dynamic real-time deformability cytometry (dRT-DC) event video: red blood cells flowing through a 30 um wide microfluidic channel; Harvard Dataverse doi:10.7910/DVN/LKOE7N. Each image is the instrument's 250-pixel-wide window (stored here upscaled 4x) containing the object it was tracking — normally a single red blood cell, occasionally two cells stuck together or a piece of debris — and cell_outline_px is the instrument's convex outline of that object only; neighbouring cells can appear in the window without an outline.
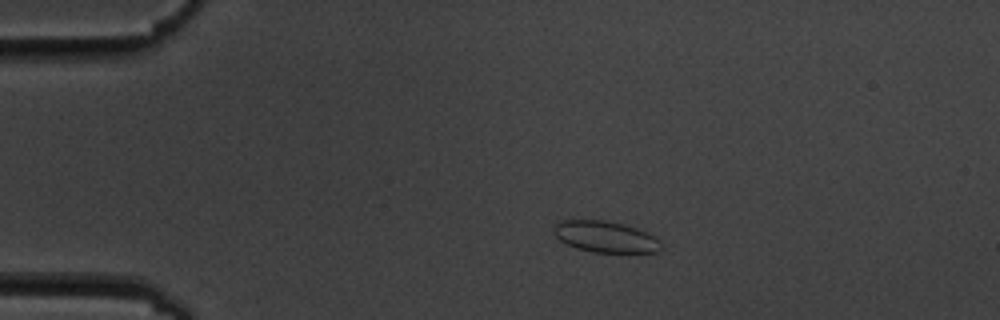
{"species": "common noctule bat (a hibernating species)", "species_latin": "Nyctalus noctula", "temperature_condition": "cold", "stored_images_in_passage": 6, "camera_frame_rate_fps": 3000, "um_per_image_px": 0.085, "animal": {"sex": "male", "body_mass_g": 19.5, "forearm_length_mm": 54.6}, "frame": {"image": 1, "passage_image": 2, "time_ms": 2.0, "image_size_px": [1000, 320], "cell_outline_px": [[660, 252], [592, 252], [576, 248], [560, 240], [552, 232], [552, 224], [556, 220], [604, 220], [624, 224], [648, 232], [660, 240]], "centroid_in_image_um": [51.41, 20.11], "position_along_channel_um": 33.6, "area_um2": 19.77}}
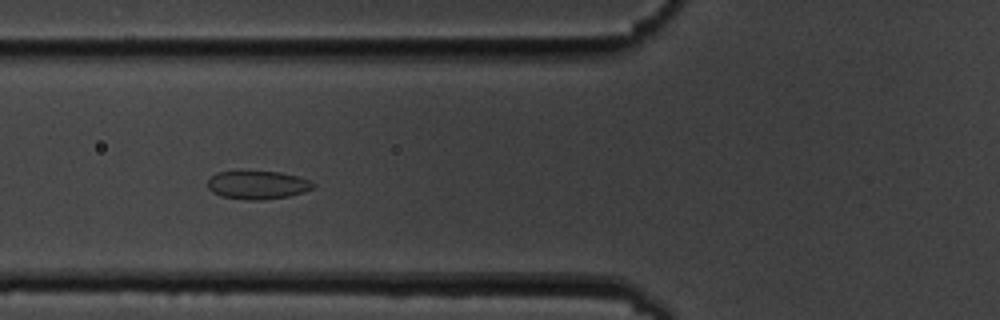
{"frame": {"image": 2, "passage_image": 5, "time_ms": 5.333, "image_size_px": [1000, 320], "cell_outline_px": [[316, 184], [312, 188], [304, 192], [288, 196], [264, 200], [252, 200], [220, 196], [212, 192], [208, 188], [208, 180], [216, 172], [240, 168], [280, 172], [312, 180]], "centroid_in_image_um": [21.86, 15.67], "position_along_channel_um": 103.9, "area_um2": 18.21}}
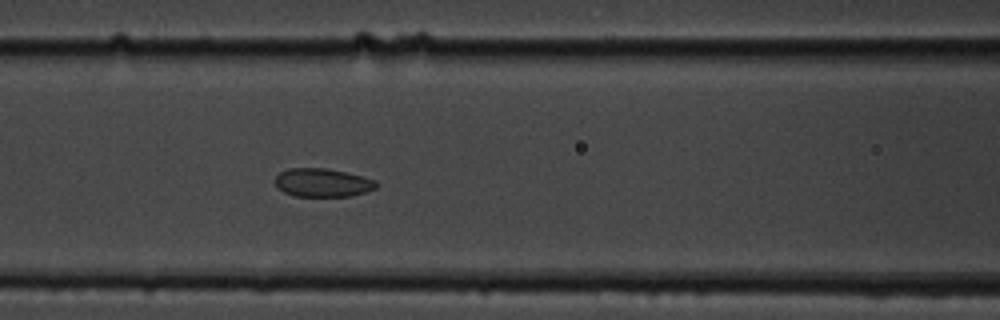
{"frame": {"image": 3, "passage_image": 6, "time_ms": 6.333, "image_size_px": [1000, 320], "cell_outline_px": [[380, 184], [376, 188], [352, 196], [296, 196], [284, 192], [276, 188], [276, 176], [280, 172], [288, 168], [324, 168], [344, 172], [376, 180]], "centroid_in_image_um": [27.41, 15.53], "position_along_channel_um": 139.2, "area_um2": 16.7}}